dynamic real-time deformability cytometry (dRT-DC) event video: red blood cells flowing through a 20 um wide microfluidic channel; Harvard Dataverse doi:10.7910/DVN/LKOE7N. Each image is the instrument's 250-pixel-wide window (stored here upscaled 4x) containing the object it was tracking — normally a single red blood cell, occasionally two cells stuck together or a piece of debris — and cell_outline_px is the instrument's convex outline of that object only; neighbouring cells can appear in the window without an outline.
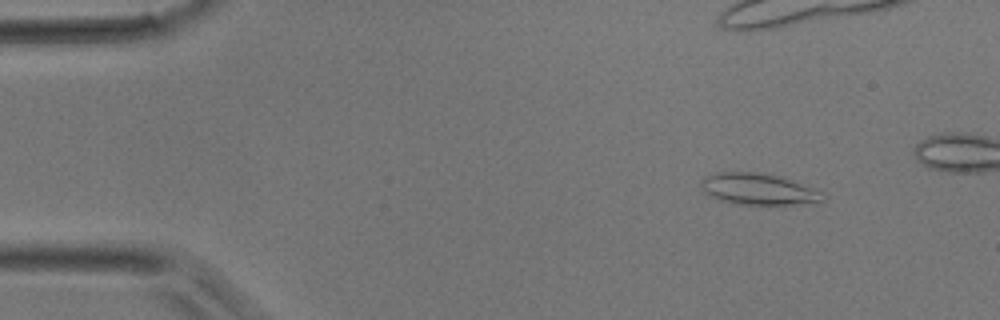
{"species": "common noctule bat (a hibernating species)", "species_latin": "Nyctalus noctula", "temperature_condition": "room temperature", "stored_images_in_passage": 5, "camera_frame_rate_fps": 3000, "um_per_image_px": 0.085, "animal": {"sex": "male", "body_mass_g": 17.9}, "frame": {"image": 1, "passage_image": 2, "time_ms": 1.333, "image_size_px": [1000, 320], "cell_outline_px": [[824, 200], [792, 204], [736, 204], [716, 200], [704, 192], [700, 184], [704, 176], [716, 172], [760, 172], [780, 176], [820, 192]], "centroid_in_image_um": [64.32, 16.06], "position_along_channel_um": 20.7, "area_um2": 21.91}}